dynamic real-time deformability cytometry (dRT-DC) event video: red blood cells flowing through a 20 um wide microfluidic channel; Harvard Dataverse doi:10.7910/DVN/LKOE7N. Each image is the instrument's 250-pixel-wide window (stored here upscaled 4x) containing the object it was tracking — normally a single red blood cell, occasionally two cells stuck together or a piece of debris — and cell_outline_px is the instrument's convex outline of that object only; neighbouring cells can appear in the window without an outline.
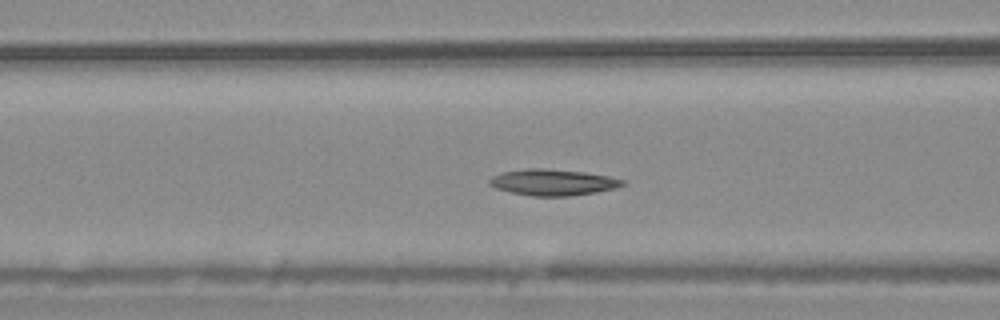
{"species": "common noctule bat (a hibernating species)", "species_latin": "Nyctalus noctula", "temperature_condition": "warm", "stored_images_in_passage": 56, "camera_frame_rate_fps": 3000, "um_per_image_px": 0.085, "animal": {"sex": "male", "body_mass_g": 20.4}, "frame": {"image": 1, "passage_image": 22, "time_ms": 7.0, "image_size_px": [1000, 320], "cell_outline_px": [[628, 184], [616, 188], [596, 192], [568, 196], [532, 196], [512, 192], [496, 188], [488, 184], [488, 180], [492, 176], [504, 172], [528, 168], [544, 168], [584, 172], [608, 176], [624, 180]], "centroid_in_image_um": [47.02, 15.49], "position_along_channel_um": 119.6, "area_um2": 20.29}}
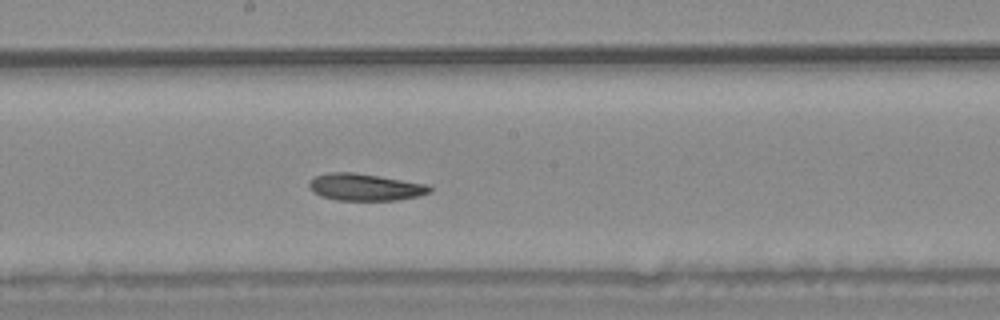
{"frame": {"image": 2, "passage_image": 30, "time_ms": 9.667, "image_size_px": [1000, 320], "cell_outline_px": [[432, 192], [420, 196], [396, 200], [336, 200], [320, 196], [312, 192], [308, 188], [308, 184], [316, 176], [328, 172], [352, 172], [380, 176], [428, 184], [432, 188]], "centroid_in_image_um": [31.04, 15.91], "position_along_channel_um": 217.2, "area_um2": 19.13}}
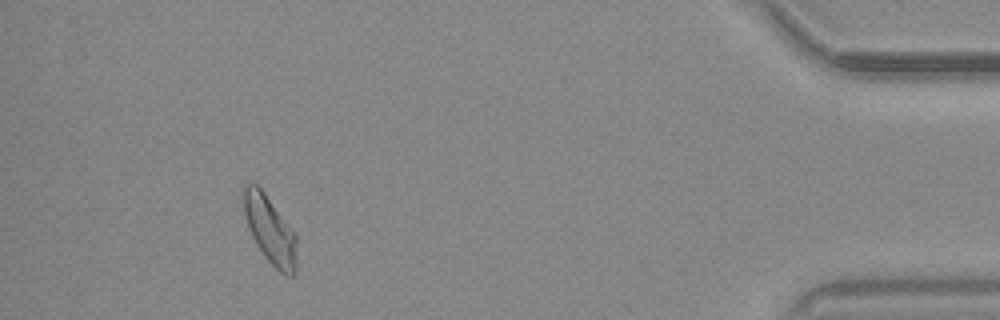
{"frame": {"image": 3, "passage_image": 51, "time_ms": 16.667, "image_size_px": [1000, 320], "cell_outline_px": [[296, 268], [292, 276], [288, 276], [280, 272], [264, 256], [256, 244], [248, 228], [244, 212], [244, 184], [256, 184], [264, 192], [296, 236]], "centroid_in_image_um": [22.94, 19.57], "position_along_channel_um": 412.3, "area_um2": 20.35}, "authors_computed_cell_mechanics": {"area_um2": 20.0566, "velocity_mm_per_s": 3.6575, "shape_relaxation_time_tau1_ms": 10.4489, "shape_relaxation_time_tau2_ms": null, "deformation_change_tau1": 0.1877, "deformation_change_tau2": null}}